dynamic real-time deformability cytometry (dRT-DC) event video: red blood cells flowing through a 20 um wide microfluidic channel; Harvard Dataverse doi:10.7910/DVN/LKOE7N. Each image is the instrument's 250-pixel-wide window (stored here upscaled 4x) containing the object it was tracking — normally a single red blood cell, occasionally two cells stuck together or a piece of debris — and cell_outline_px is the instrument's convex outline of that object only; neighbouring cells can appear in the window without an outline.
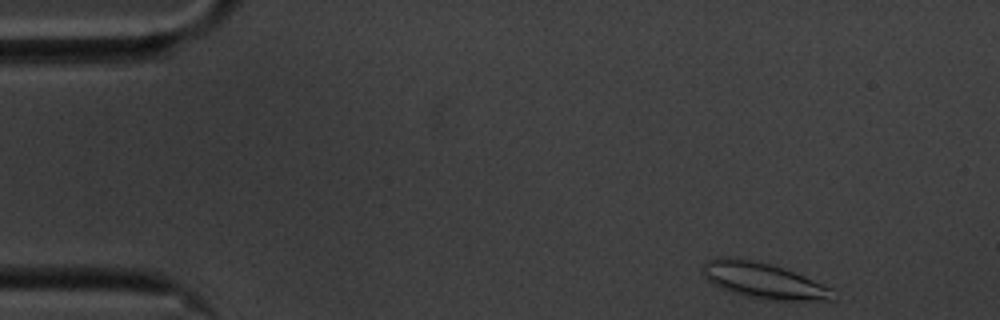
{"species": "common noctule bat (a hibernating species)", "species_latin": "Nyctalus noctula", "temperature_condition": "cold", "stored_images_in_passage": 53, "camera_frame_rate_fps": 3000, "um_per_image_px": 0.085, "animal": {"sex": "male", "body_mass_g": 20.1, "forearm_length_mm": 53.5}, "frame": {"image": 1, "passage_image": 2, "time_ms": 0.333, "image_size_px": [1000, 320], "cell_outline_px": [[836, 300], [776, 300], [748, 296], [732, 292], [712, 284], [704, 276], [700, 268], [708, 260], [716, 256], [740, 256], [756, 260], [784, 268], [804, 276], [832, 288]], "centroid_in_image_um": [64.84, 23.8], "position_along_channel_um": 20.2, "area_um2": 27.34}}
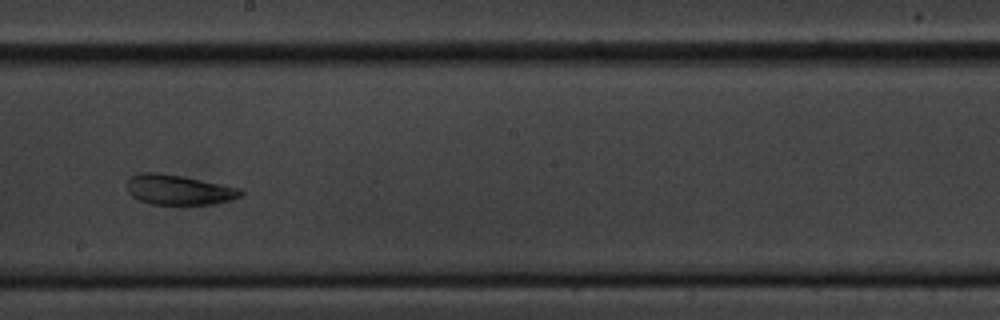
{"frame": {"image": 2, "passage_image": 28, "time_ms": 9.0, "image_size_px": [1000, 320], "cell_outline_px": [[244, 192], [240, 196], [232, 200], [212, 204], [152, 204], [140, 200], [132, 196], [128, 192], [128, 176], [140, 172], [156, 172], [184, 176], [240, 188]], "centroid_in_image_um": [15.18, 16.12], "position_along_channel_um": 233.0, "area_um2": 19.94}}
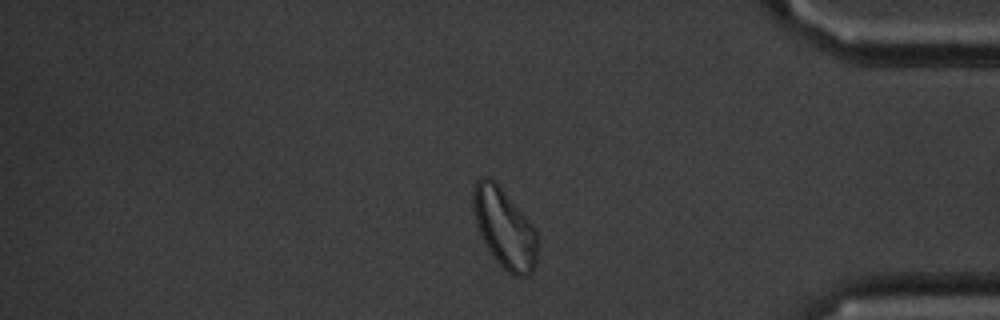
{"frame": {"image": 3, "passage_image": 44, "time_ms": 14.333, "image_size_px": [1000, 320], "cell_outline_px": [[536, 264], [532, 272], [524, 276], [512, 276], [496, 260], [488, 248], [480, 232], [472, 208], [472, 188], [476, 180], [480, 176], [488, 176], [500, 188], [532, 224], [536, 232]], "centroid_in_image_um": [42.85, 19.39], "position_along_channel_um": 392.3, "area_um2": 29.13}, "authors_computed_cell_mechanics": {"area_um2": 23.2934, "velocity_mm_per_s": 3.4561, "shape_relaxation_time_tau1_ms": null, "shape_relaxation_time_tau2_ms": 3.0134, "deformation_change_tau1": null, "deformation_change_tau2": 0.1028}}